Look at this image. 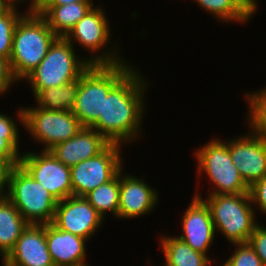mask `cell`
I'll return each mask as SVG.
<instances>
[{"mask_svg": "<svg viewBox=\"0 0 266 266\" xmlns=\"http://www.w3.org/2000/svg\"><path fill=\"white\" fill-rule=\"evenodd\" d=\"M144 78V74L142 75L134 66L107 96H104L103 115L99 116L91 128L109 143L126 147L127 144L139 140L142 133H145L142 130L147 109L145 93L151 81Z\"/></svg>", "mask_w": 266, "mask_h": 266, "instance_id": "obj_1", "label": "cell"}, {"mask_svg": "<svg viewBox=\"0 0 266 266\" xmlns=\"http://www.w3.org/2000/svg\"><path fill=\"white\" fill-rule=\"evenodd\" d=\"M57 38L40 14H25L18 21L9 59L12 74L18 82H24Z\"/></svg>", "mask_w": 266, "mask_h": 266, "instance_id": "obj_2", "label": "cell"}, {"mask_svg": "<svg viewBox=\"0 0 266 266\" xmlns=\"http://www.w3.org/2000/svg\"><path fill=\"white\" fill-rule=\"evenodd\" d=\"M132 63L93 64L82 73L72 113L83 127H91L103 115L104 96L135 66Z\"/></svg>", "mask_w": 266, "mask_h": 266, "instance_id": "obj_3", "label": "cell"}, {"mask_svg": "<svg viewBox=\"0 0 266 266\" xmlns=\"http://www.w3.org/2000/svg\"><path fill=\"white\" fill-rule=\"evenodd\" d=\"M198 190L194 196L200 197L209 207L216 234H222L232 244L247 243L259 224L250 193L208 194L202 198Z\"/></svg>", "mask_w": 266, "mask_h": 266, "instance_id": "obj_4", "label": "cell"}, {"mask_svg": "<svg viewBox=\"0 0 266 266\" xmlns=\"http://www.w3.org/2000/svg\"><path fill=\"white\" fill-rule=\"evenodd\" d=\"M105 11L102 5L99 6L98 3L65 36L74 47L77 44L91 53L88 57H86L87 55L84 56L91 65L116 64L126 61L120 53L121 46L118 47L119 43L111 39L113 33L111 32L110 19L107 18Z\"/></svg>", "mask_w": 266, "mask_h": 266, "instance_id": "obj_5", "label": "cell"}, {"mask_svg": "<svg viewBox=\"0 0 266 266\" xmlns=\"http://www.w3.org/2000/svg\"><path fill=\"white\" fill-rule=\"evenodd\" d=\"M76 48L65 38L58 37L39 65L24 79L35 97L41 90L59 87L79 79L91 65L76 54Z\"/></svg>", "mask_w": 266, "mask_h": 266, "instance_id": "obj_6", "label": "cell"}, {"mask_svg": "<svg viewBox=\"0 0 266 266\" xmlns=\"http://www.w3.org/2000/svg\"><path fill=\"white\" fill-rule=\"evenodd\" d=\"M197 160V180L202 174L208 177L211 188L208 194H243L249 193L238 168L233 164L227 143L220 138H213L193 153Z\"/></svg>", "mask_w": 266, "mask_h": 266, "instance_id": "obj_7", "label": "cell"}, {"mask_svg": "<svg viewBox=\"0 0 266 266\" xmlns=\"http://www.w3.org/2000/svg\"><path fill=\"white\" fill-rule=\"evenodd\" d=\"M6 197L29 224L53 222L58 201L20 164L9 169Z\"/></svg>", "mask_w": 266, "mask_h": 266, "instance_id": "obj_8", "label": "cell"}, {"mask_svg": "<svg viewBox=\"0 0 266 266\" xmlns=\"http://www.w3.org/2000/svg\"><path fill=\"white\" fill-rule=\"evenodd\" d=\"M19 108L15 110L18 124L36 144L44 146L43 151L71 139L83 127L72 111H48L35 105Z\"/></svg>", "mask_w": 266, "mask_h": 266, "instance_id": "obj_9", "label": "cell"}, {"mask_svg": "<svg viewBox=\"0 0 266 266\" xmlns=\"http://www.w3.org/2000/svg\"><path fill=\"white\" fill-rule=\"evenodd\" d=\"M122 148L120 144L110 143L98 155L72 166L70 169L73 195L85 196L110 181L124 167Z\"/></svg>", "mask_w": 266, "mask_h": 266, "instance_id": "obj_10", "label": "cell"}, {"mask_svg": "<svg viewBox=\"0 0 266 266\" xmlns=\"http://www.w3.org/2000/svg\"><path fill=\"white\" fill-rule=\"evenodd\" d=\"M20 165L48 190L57 200L73 196L71 169L60 162L50 151H25Z\"/></svg>", "mask_w": 266, "mask_h": 266, "instance_id": "obj_11", "label": "cell"}, {"mask_svg": "<svg viewBox=\"0 0 266 266\" xmlns=\"http://www.w3.org/2000/svg\"><path fill=\"white\" fill-rule=\"evenodd\" d=\"M104 222V218L84 196L73 195L58 201L52 224L90 241Z\"/></svg>", "mask_w": 266, "mask_h": 266, "instance_id": "obj_12", "label": "cell"}, {"mask_svg": "<svg viewBox=\"0 0 266 266\" xmlns=\"http://www.w3.org/2000/svg\"><path fill=\"white\" fill-rule=\"evenodd\" d=\"M224 141L233 164L249 187L266 175V137L248 131Z\"/></svg>", "mask_w": 266, "mask_h": 266, "instance_id": "obj_13", "label": "cell"}, {"mask_svg": "<svg viewBox=\"0 0 266 266\" xmlns=\"http://www.w3.org/2000/svg\"><path fill=\"white\" fill-rule=\"evenodd\" d=\"M185 210L180 218L183 234L175 236L193 250L206 255L212 262L215 261L209 257L208 253L217 236L209 207L200 197L193 196Z\"/></svg>", "mask_w": 266, "mask_h": 266, "instance_id": "obj_14", "label": "cell"}, {"mask_svg": "<svg viewBox=\"0 0 266 266\" xmlns=\"http://www.w3.org/2000/svg\"><path fill=\"white\" fill-rule=\"evenodd\" d=\"M120 170L118 220L140 218L151 214L159 204V193L141 177Z\"/></svg>", "mask_w": 266, "mask_h": 266, "instance_id": "obj_15", "label": "cell"}, {"mask_svg": "<svg viewBox=\"0 0 266 266\" xmlns=\"http://www.w3.org/2000/svg\"><path fill=\"white\" fill-rule=\"evenodd\" d=\"M1 266H55L46 242V224H28Z\"/></svg>", "mask_w": 266, "mask_h": 266, "instance_id": "obj_16", "label": "cell"}, {"mask_svg": "<svg viewBox=\"0 0 266 266\" xmlns=\"http://www.w3.org/2000/svg\"><path fill=\"white\" fill-rule=\"evenodd\" d=\"M109 144L95 129L82 127L71 139L55 145L49 151L60 162L71 168L81 161L98 155Z\"/></svg>", "mask_w": 266, "mask_h": 266, "instance_id": "obj_17", "label": "cell"}, {"mask_svg": "<svg viewBox=\"0 0 266 266\" xmlns=\"http://www.w3.org/2000/svg\"><path fill=\"white\" fill-rule=\"evenodd\" d=\"M46 242L55 266H83L89 240L46 224Z\"/></svg>", "mask_w": 266, "mask_h": 266, "instance_id": "obj_18", "label": "cell"}, {"mask_svg": "<svg viewBox=\"0 0 266 266\" xmlns=\"http://www.w3.org/2000/svg\"><path fill=\"white\" fill-rule=\"evenodd\" d=\"M95 2H76L66 5H42L39 14L47 21L49 28L58 36L65 37Z\"/></svg>", "mask_w": 266, "mask_h": 266, "instance_id": "obj_19", "label": "cell"}, {"mask_svg": "<svg viewBox=\"0 0 266 266\" xmlns=\"http://www.w3.org/2000/svg\"><path fill=\"white\" fill-rule=\"evenodd\" d=\"M28 224L7 197L0 199V260L14 248Z\"/></svg>", "mask_w": 266, "mask_h": 266, "instance_id": "obj_20", "label": "cell"}, {"mask_svg": "<svg viewBox=\"0 0 266 266\" xmlns=\"http://www.w3.org/2000/svg\"><path fill=\"white\" fill-rule=\"evenodd\" d=\"M162 235L159 242L164 266H212L213 262L206 255L193 250L177 236Z\"/></svg>", "mask_w": 266, "mask_h": 266, "instance_id": "obj_21", "label": "cell"}, {"mask_svg": "<svg viewBox=\"0 0 266 266\" xmlns=\"http://www.w3.org/2000/svg\"><path fill=\"white\" fill-rule=\"evenodd\" d=\"M79 87V79L59 87L41 90L34 98L37 107L48 111H72Z\"/></svg>", "mask_w": 266, "mask_h": 266, "instance_id": "obj_22", "label": "cell"}, {"mask_svg": "<svg viewBox=\"0 0 266 266\" xmlns=\"http://www.w3.org/2000/svg\"><path fill=\"white\" fill-rule=\"evenodd\" d=\"M120 193V171L108 182L91 190L84 197L95 208V210L104 218L106 214L111 213L114 219H118Z\"/></svg>", "mask_w": 266, "mask_h": 266, "instance_id": "obj_23", "label": "cell"}, {"mask_svg": "<svg viewBox=\"0 0 266 266\" xmlns=\"http://www.w3.org/2000/svg\"><path fill=\"white\" fill-rule=\"evenodd\" d=\"M12 115L0 112V161L10 167L20 164L22 153L19 145V125Z\"/></svg>", "mask_w": 266, "mask_h": 266, "instance_id": "obj_24", "label": "cell"}, {"mask_svg": "<svg viewBox=\"0 0 266 266\" xmlns=\"http://www.w3.org/2000/svg\"><path fill=\"white\" fill-rule=\"evenodd\" d=\"M247 101L246 124L250 132L266 137V86L244 95Z\"/></svg>", "mask_w": 266, "mask_h": 266, "instance_id": "obj_25", "label": "cell"}, {"mask_svg": "<svg viewBox=\"0 0 266 266\" xmlns=\"http://www.w3.org/2000/svg\"><path fill=\"white\" fill-rule=\"evenodd\" d=\"M205 12L223 24L238 23L246 25L250 20L232 3L231 0H192Z\"/></svg>", "mask_w": 266, "mask_h": 266, "instance_id": "obj_26", "label": "cell"}, {"mask_svg": "<svg viewBox=\"0 0 266 266\" xmlns=\"http://www.w3.org/2000/svg\"><path fill=\"white\" fill-rule=\"evenodd\" d=\"M24 15L22 10L10 8L3 16H0V57L10 59L14 30Z\"/></svg>", "mask_w": 266, "mask_h": 266, "instance_id": "obj_27", "label": "cell"}, {"mask_svg": "<svg viewBox=\"0 0 266 266\" xmlns=\"http://www.w3.org/2000/svg\"><path fill=\"white\" fill-rule=\"evenodd\" d=\"M235 247L231 255L221 266H263L253 248L247 243L232 244Z\"/></svg>", "mask_w": 266, "mask_h": 266, "instance_id": "obj_28", "label": "cell"}, {"mask_svg": "<svg viewBox=\"0 0 266 266\" xmlns=\"http://www.w3.org/2000/svg\"><path fill=\"white\" fill-rule=\"evenodd\" d=\"M248 244L258 255L263 263V266H266V226H264V224H258L255 227L254 231L250 235Z\"/></svg>", "mask_w": 266, "mask_h": 266, "instance_id": "obj_29", "label": "cell"}, {"mask_svg": "<svg viewBox=\"0 0 266 266\" xmlns=\"http://www.w3.org/2000/svg\"><path fill=\"white\" fill-rule=\"evenodd\" d=\"M249 193L253 206H258L254 209L266 215V175L250 187Z\"/></svg>", "mask_w": 266, "mask_h": 266, "instance_id": "obj_30", "label": "cell"}, {"mask_svg": "<svg viewBox=\"0 0 266 266\" xmlns=\"http://www.w3.org/2000/svg\"><path fill=\"white\" fill-rule=\"evenodd\" d=\"M17 82L12 74L9 59L0 57V96L9 93Z\"/></svg>", "mask_w": 266, "mask_h": 266, "instance_id": "obj_31", "label": "cell"}, {"mask_svg": "<svg viewBox=\"0 0 266 266\" xmlns=\"http://www.w3.org/2000/svg\"><path fill=\"white\" fill-rule=\"evenodd\" d=\"M4 1L11 9H17V10L20 8L19 5H23L22 3L24 2L25 3L27 2L28 4L29 2L30 4L26 8V10H23L25 14H39L43 4L42 0H4Z\"/></svg>", "mask_w": 266, "mask_h": 266, "instance_id": "obj_32", "label": "cell"}, {"mask_svg": "<svg viewBox=\"0 0 266 266\" xmlns=\"http://www.w3.org/2000/svg\"><path fill=\"white\" fill-rule=\"evenodd\" d=\"M232 3L251 20L256 11H258V0H231Z\"/></svg>", "mask_w": 266, "mask_h": 266, "instance_id": "obj_33", "label": "cell"}, {"mask_svg": "<svg viewBox=\"0 0 266 266\" xmlns=\"http://www.w3.org/2000/svg\"><path fill=\"white\" fill-rule=\"evenodd\" d=\"M10 166L0 161V199L6 197L7 178Z\"/></svg>", "mask_w": 266, "mask_h": 266, "instance_id": "obj_34", "label": "cell"}, {"mask_svg": "<svg viewBox=\"0 0 266 266\" xmlns=\"http://www.w3.org/2000/svg\"><path fill=\"white\" fill-rule=\"evenodd\" d=\"M76 2H95L94 0H43L42 5H66Z\"/></svg>", "mask_w": 266, "mask_h": 266, "instance_id": "obj_35", "label": "cell"}, {"mask_svg": "<svg viewBox=\"0 0 266 266\" xmlns=\"http://www.w3.org/2000/svg\"><path fill=\"white\" fill-rule=\"evenodd\" d=\"M10 7L5 3L4 0H0V16H3Z\"/></svg>", "mask_w": 266, "mask_h": 266, "instance_id": "obj_36", "label": "cell"}]
</instances>
